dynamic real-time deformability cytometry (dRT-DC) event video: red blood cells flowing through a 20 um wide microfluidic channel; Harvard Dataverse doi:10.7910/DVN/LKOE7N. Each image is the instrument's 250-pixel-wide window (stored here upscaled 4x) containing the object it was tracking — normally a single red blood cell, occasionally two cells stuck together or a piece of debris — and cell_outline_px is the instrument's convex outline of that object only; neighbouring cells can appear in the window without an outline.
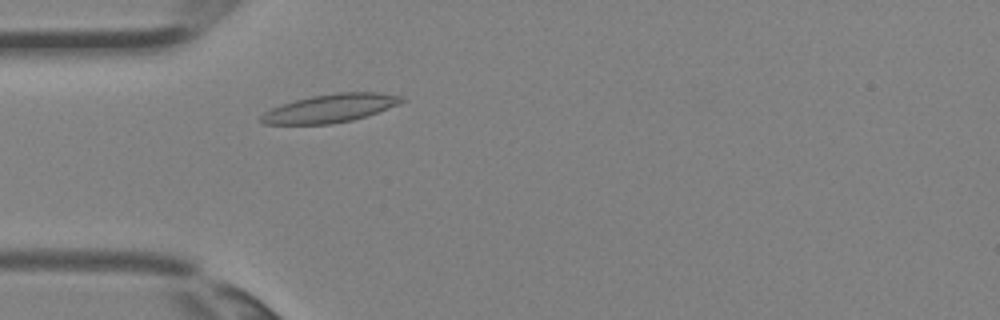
{"species": "Egyptian fruit bat (a non-hibernating species)", "species_latin": "Rousettus aegyptiacus", "temperature_condition": "room temperature", "stored_images_in_passage": 2, "camera_frame_rate_fps": 3000, "um_per_image_px": 0.085, "animal": {"sex": "female"}, "frame": {"image": 1, "passage_image": 2, "time_ms": 0.333, "image_size_px": [1000, 320], "cell_outline_px": [[408, 100], [400, 104], [352, 120], [332, 124], [264, 124], [260, 120], [260, 116], [264, 112], [272, 108], [296, 100], [312, 96], [336, 92], [376, 92], [404, 96]], "centroid_in_image_um": [28.12, 9.19], "position_along_channel_um": 56.9, "area_um2": 23.06}}